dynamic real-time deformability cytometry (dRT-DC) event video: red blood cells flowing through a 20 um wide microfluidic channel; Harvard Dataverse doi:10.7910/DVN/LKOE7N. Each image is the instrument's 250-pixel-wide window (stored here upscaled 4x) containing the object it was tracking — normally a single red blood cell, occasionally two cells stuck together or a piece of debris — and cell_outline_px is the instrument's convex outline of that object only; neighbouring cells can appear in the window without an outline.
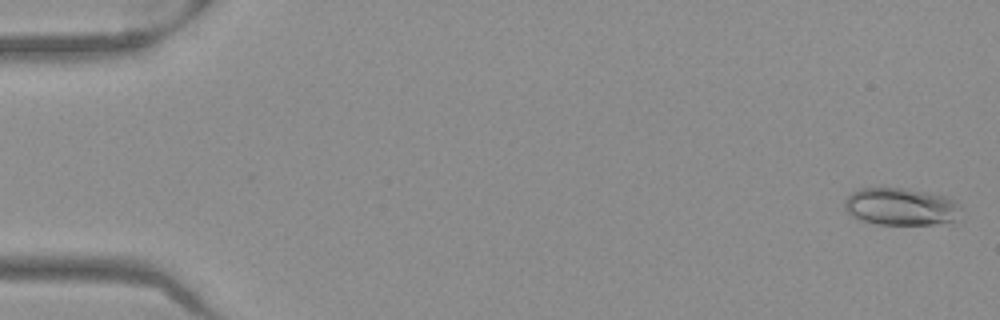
{"species": "Egyptian fruit bat (a non-hibernating species)", "species_latin": "Rousettus aegyptiacus", "temperature_condition": "warm", "stored_images_in_passage": 52, "camera_frame_rate_fps": 3000, "um_per_image_px": 0.085, "frame": {"image": 1, "passage_image": 2, "time_ms": 0.333, "image_size_px": [1000, 320], "cell_outline_px": [[960, 208], [952, 220], [932, 224], [876, 224], [864, 220], [848, 212], [844, 208], [844, 200], [852, 192], [860, 188], [904, 188], [948, 196], [956, 200], [960, 204]], "centroid_in_image_um": [76.56, 17.54], "position_along_channel_um": 8.4, "area_um2": 24.97}}
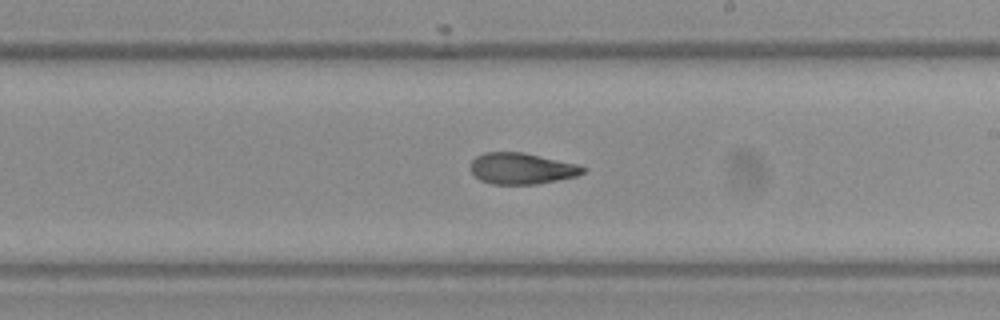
{"frame": {"image": 2, "passage_image": 31, "time_ms": 10.0, "image_size_px": [1000, 320], "cell_outline_px": [[588, 168], [584, 172], [576, 176], [536, 184], [492, 184], [480, 180], [472, 172], [472, 160], [476, 156], [484, 152], [524, 152], [580, 164]], "centroid_in_image_um": [44.39, 14.31], "position_along_channel_um": 244.6, "area_um2": 20.52}}
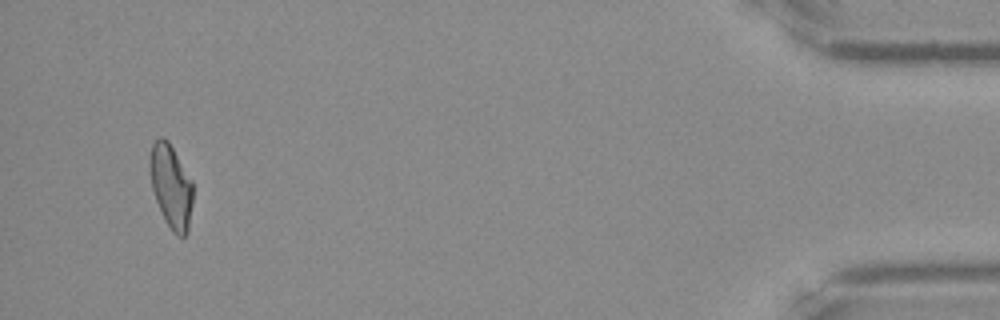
{"frame": {"image": 3, "passage_image": 50, "time_ms": 16.333, "image_size_px": [1000, 320], "cell_outline_px": [[192, 204], [188, 232], [184, 236], [176, 236], [172, 232], [164, 220], [156, 200], [152, 188], [148, 168], [148, 156], [152, 144], [160, 136], [164, 136], [168, 140], [192, 180]], "centroid_in_image_um": [14.51, 15.82], "position_along_channel_um": 420.7, "area_um2": 21.33}, "authors_computed_cell_mechanics": {"area_um2": 21.4438, "velocity_mm_per_s": 3.9741, "shape_relaxation_time_tau1_ms": null, "shape_relaxation_time_tau2_ms": 2.1233, "deformation_change_tau1": null, "deformation_change_tau2": 0.0798}}